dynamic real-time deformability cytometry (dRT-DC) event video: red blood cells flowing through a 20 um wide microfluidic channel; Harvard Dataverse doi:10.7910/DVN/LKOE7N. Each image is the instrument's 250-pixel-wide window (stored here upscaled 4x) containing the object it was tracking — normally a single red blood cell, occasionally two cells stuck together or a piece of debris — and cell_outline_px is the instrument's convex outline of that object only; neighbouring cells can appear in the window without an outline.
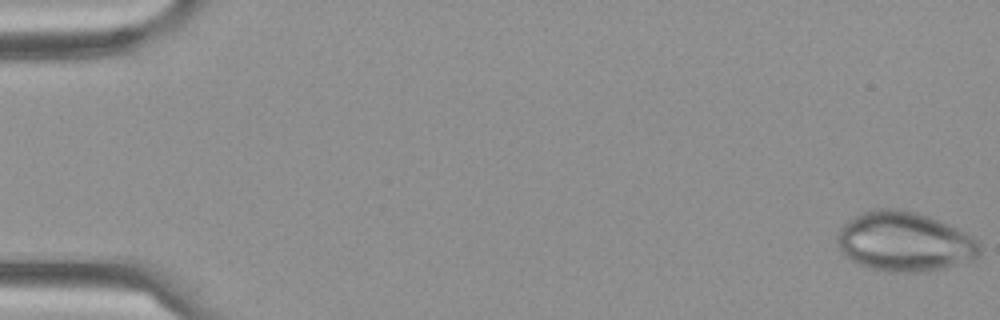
{"species": "Egyptian fruit bat (a non-hibernating species)", "species_latin": "Rousettus aegyptiacus", "temperature_condition": "cold", "stored_images_in_passage": 59, "camera_frame_rate_fps": 3000, "um_per_image_px": 0.085, "frame": {"image": 1, "passage_image": 1, "time_ms": 0.0, "image_size_px": [1000, 320], "cell_outline_px": [[980, 256], [976, 260], [944, 268], [908, 272], [888, 272], [872, 268], [860, 264], [852, 260], [840, 248], [836, 240], [836, 236], [840, 228], [848, 220], [864, 212], [876, 208], [900, 208], [916, 212], [928, 216], [948, 224], [972, 236], [980, 244]], "centroid_in_image_um": [76.91, 20.53], "position_along_channel_um": 8.1, "area_um2": 49.25}}
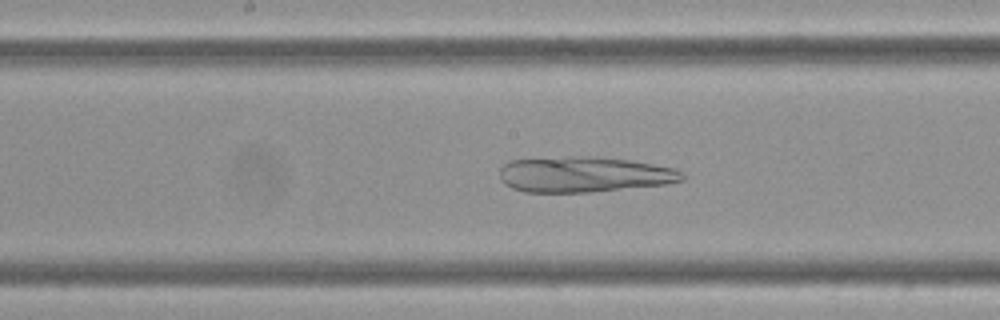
{"frame": {"image": 2, "passage_image": 31, "time_ms": 10.0, "image_size_px": [1000, 320], "cell_outline_px": [[684, 180], [664, 184], [588, 192], [524, 192], [512, 188], [504, 184], [500, 180], [500, 168], [504, 164], [512, 160], [568, 156], [592, 156], [632, 160], [676, 168], [684, 172]], "centroid_in_image_um": [49.64, 14.82], "position_along_channel_um": 198.6, "area_um2": 38.03}}
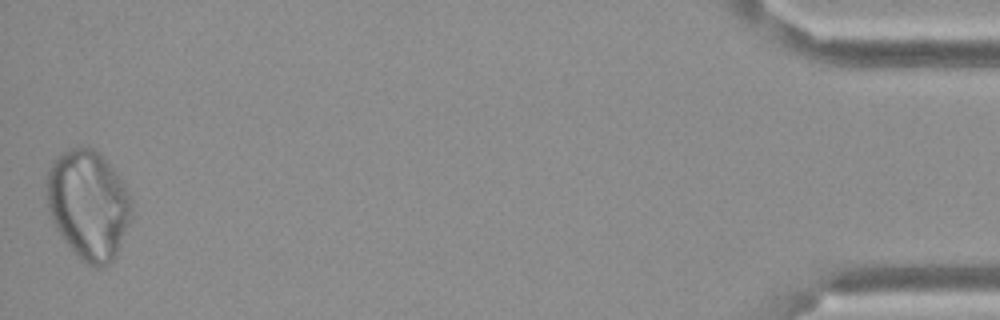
{"frame": {"image": 3, "passage_image": 59, "time_ms": 19.333, "image_size_px": [1000, 320], "cell_outline_px": [[132, 216], [116, 256], [108, 264], [100, 268], [96, 268], [88, 264], [64, 240], [56, 228], [52, 220], [48, 208], [48, 168], [56, 156], [60, 152], [72, 148], [92, 148], [100, 152], [116, 172], [128, 188], [132, 200]], "centroid_in_image_um": [7.55, 17.37], "position_along_channel_um": 427.7, "area_um2": 53.87}}